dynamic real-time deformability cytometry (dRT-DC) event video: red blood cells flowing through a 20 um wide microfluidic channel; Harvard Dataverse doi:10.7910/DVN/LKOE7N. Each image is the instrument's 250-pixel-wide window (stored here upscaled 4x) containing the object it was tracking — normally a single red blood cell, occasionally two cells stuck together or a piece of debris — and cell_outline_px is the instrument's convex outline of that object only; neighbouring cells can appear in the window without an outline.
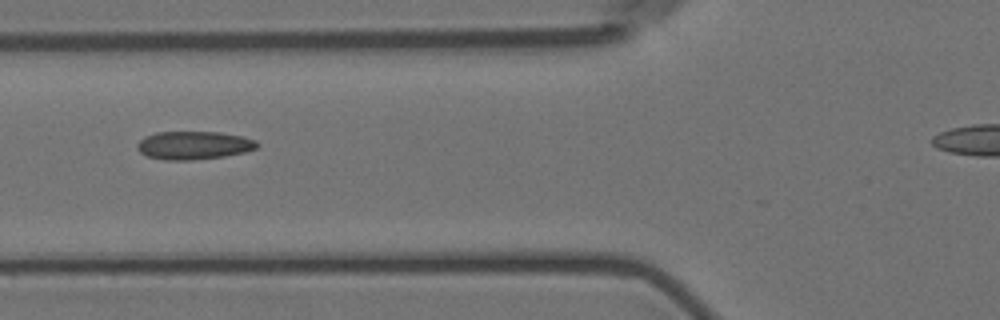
{"species": "Egyptian fruit bat (a non-hibernating species)", "species_latin": "Rousettus aegyptiacus", "temperature_condition": "room temperature", "stored_images_in_passage": 5, "camera_frame_rate_fps": 3000, "um_per_image_px": 0.085, "animal": {"sex": "female"}, "frame": {"image": 1, "passage_image": 3, "time_ms": 2.333, "image_size_px": [1000, 320], "cell_outline_px": [[260, 144], [256, 148], [244, 152], [224, 156], [192, 160], [164, 160], [148, 156], [140, 152], [136, 148], [136, 144], [144, 136], [156, 132], [220, 132], [244, 136], [256, 140]], "centroid_in_image_um": [16.47, 12.34], "position_along_channel_um": 109.3, "area_um2": 19.83}}
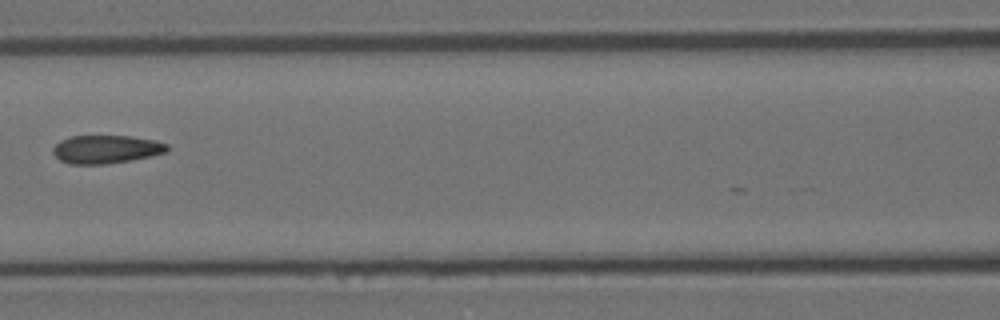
{"frame": {"image": 2, "passage_image": 4, "time_ms": 3.667, "image_size_px": [1000, 320], "cell_outline_px": [[168, 152], [128, 160], [104, 164], [68, 164], [60, 160], [52, 152], [52, 148], [60, 140], [72, 136], [132, 136], [156, 140], [168, 144]], "centroid_in_image_um": [9.01, 12.68], "position_along_channel_um": 157.6, "area_um2": 18.73}}